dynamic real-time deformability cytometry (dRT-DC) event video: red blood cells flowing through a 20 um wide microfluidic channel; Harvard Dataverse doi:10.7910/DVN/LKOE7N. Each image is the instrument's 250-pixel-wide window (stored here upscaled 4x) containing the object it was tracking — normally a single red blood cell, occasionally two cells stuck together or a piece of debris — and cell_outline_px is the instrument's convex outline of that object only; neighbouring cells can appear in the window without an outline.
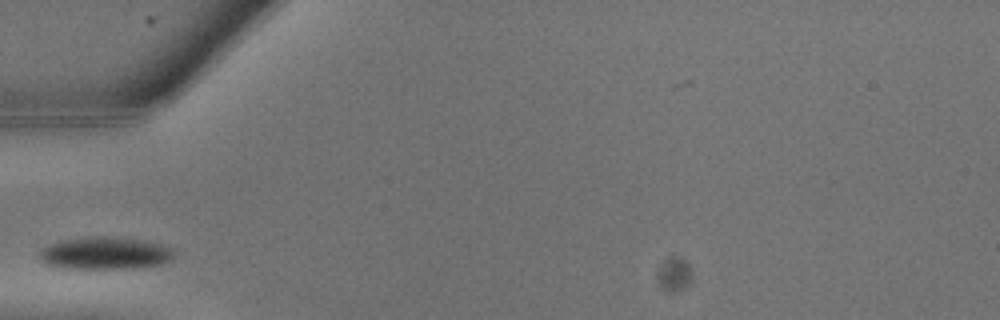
{"species": "common noctule bat (a hibernating species)", "species_latin": "Nyctalus noctula", "temperature_condition": "warm", "stored_images_in_passage": 5, "camera_frame_rate_fps": 3000, "um_per_image_px": 0.085, "animal": {"sex": "male", "body_mass_g": 13.3}, "frame": {"image": 1, "passage_image": 1, "time_ms": 0.0, "image_size_px": [1000, 320], "cell_outline_px": [[172, 256], [168, 260], [160, 264], [144, 268], [64, 268], [44, 264], [40, 260], [40, 252], [48, 244], [60, 240], [96, 236], [108, 236], [144, 240], [160, 244], [168, 248], [172, 252]], "centroid_in_image_um": [8.87, 21.52], "position_along_channel_um": 76.1, "area_um2": 25.26}}
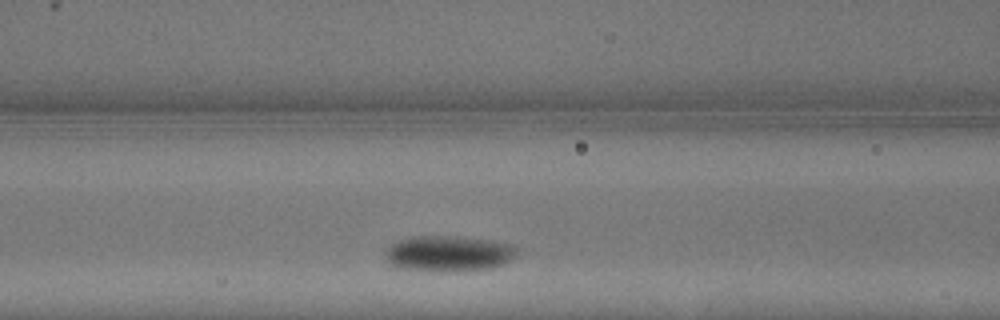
{"frame": {"image": 2, "passage_image": 3, "time_ms": 0.667, "image_size_px": [1000, 320], "cell_outline_px": [[516, 252], [504, 264], [492, 268], [400, 268], [388, 264], [384, 256], [384, 252], [392, 244], [400, 240], [416, 236], [452, 236], [492, 240], [512, 244], [516, 248]], "centroid_in_image_um": [38.1, 21.49], "position_along_channel_um": 128.5, "area_um2": 26.07}}
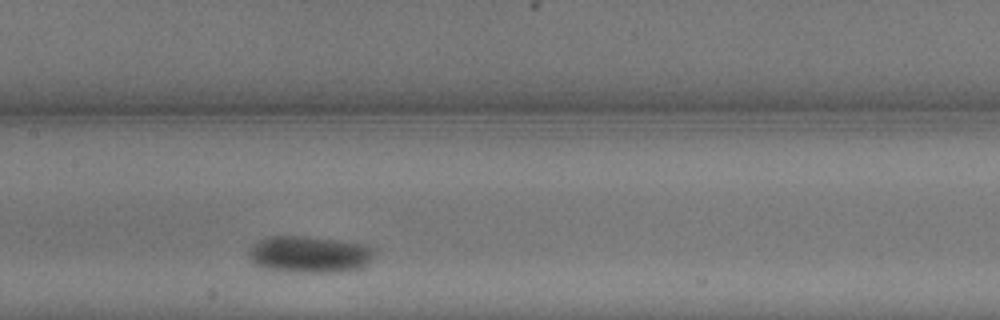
{"frame": {"image": 3, "passage_image": 5, "time_ms": 1.333, "image_size_px": [1000, 320], "cell_outline_px": [[376, 256], [364, 268], [348, 272], [288, 272], [264, 268], [252, 264], [248, 260], [248, 252], [256, 240], [268, 236], [300, 236], [340, 240], [360, 244], [376, 248]], "centroid_in_image_um": [26.32, 21.64], "position_along_channel_um": 181.1, "area_um2": 27.69}}